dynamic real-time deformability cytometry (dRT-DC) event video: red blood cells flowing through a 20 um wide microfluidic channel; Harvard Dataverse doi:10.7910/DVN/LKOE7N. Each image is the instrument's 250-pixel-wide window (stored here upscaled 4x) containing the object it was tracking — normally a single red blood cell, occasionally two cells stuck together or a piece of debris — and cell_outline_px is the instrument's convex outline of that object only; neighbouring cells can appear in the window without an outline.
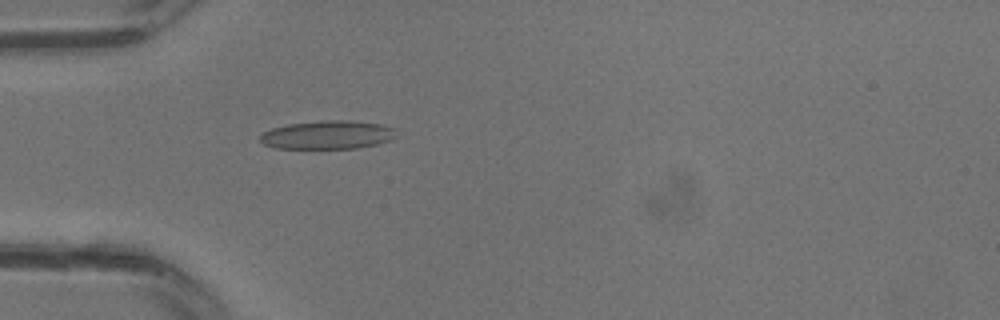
{"species": "common noctule bat (a hibernating species)", "species_latin": "Nyctalus noctula", "temperature_condition": "warm", "stored_images_in_passage": 14, "camera_frame_rate_fps": 3000, "um_per_image_px": 0.085, "animal": {"sex": "male", "body_mass_g": 13.3}, "frame": {"image": 1, "passage_image": 10, "time_ms": 3.0, "image_size_px": [1000, 320], "cell_outline_px": [[396, 136], [392, 140], [376, 144], [356, 148], [272, 148], [264, 144], [260, 140], [260, 136], [264, 132], [272, 128], [288, 124], [324, 120], [352, 120], [380, 124], [396, 128]], "centroid_in_image_um": [27.87, 11.46], "position_along_channel_um": 57.1, "area_um2": 22.66}}
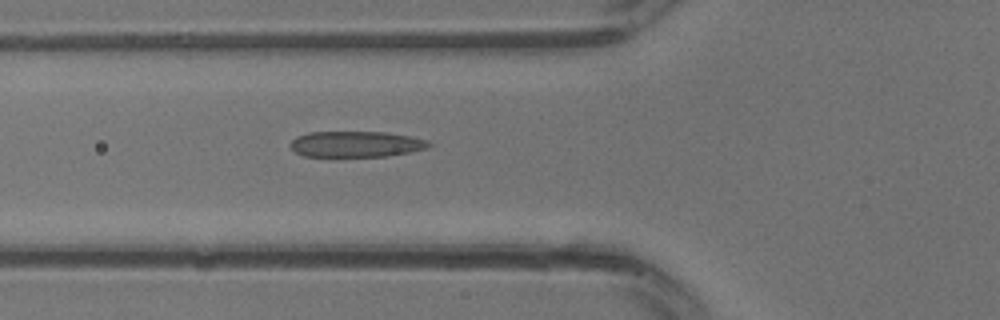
{"frame": {"image": 2, "passage_image": 12, "time_ms": 3.667, "image_size_px": [1000, 320], "cell_outline_px": [[436, 144], [428, 148], [388, 156], [332, 160], [328, 160], [304, 156], [296, 152], [292, 148], [292, 140], [296, 136], [308, 132], [384, 132], [412, 136], [428, 140]], "centroid_in_image_um": [30.25, 12.31], "position_along_channel_um": 95.5, "area_um2": 22.2}}
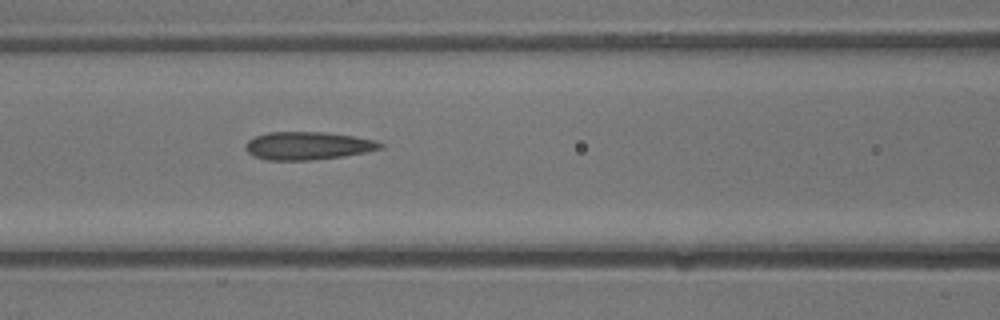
{"frame": {"image": 3, "passage_image": 14, "time_ms": 4.333, "image_size_px": [1000, 320], "cell_outline_px": [[384, 148], [344, 156], [308, 160], [268, 160], [256, 156], [248, 152], [244, 148], [244, 144], [248, 140], [256, 136], [268, 132], [324, 132], [352, 136], [376, 140], [384, 144]], "centroid_in_image_um": [26.17, 12.38], "position_along_channel_um": 140.4, "area_um2": 21.85}}